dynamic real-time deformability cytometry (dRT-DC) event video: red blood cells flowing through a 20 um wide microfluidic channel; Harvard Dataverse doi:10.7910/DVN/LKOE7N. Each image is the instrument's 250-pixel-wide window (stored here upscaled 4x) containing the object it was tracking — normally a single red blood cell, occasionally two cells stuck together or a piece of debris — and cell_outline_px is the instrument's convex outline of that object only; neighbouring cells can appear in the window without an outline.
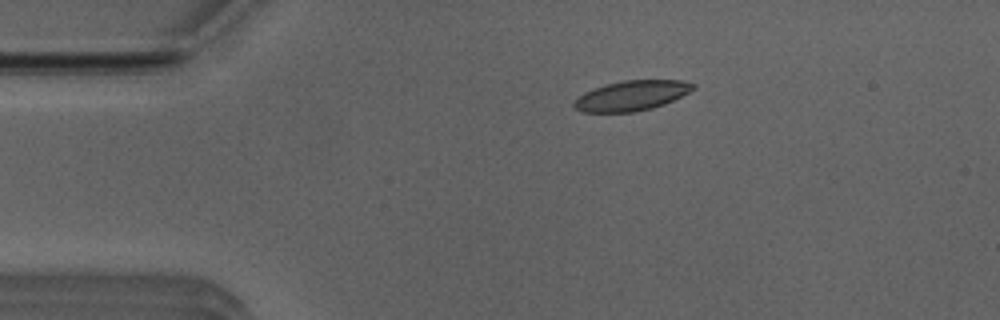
{"species": "Egyptian fruit bat (a non-hibernating species)", "species_latin": "Rousettus aegyptiacus", "temperature_condition": "room temperature", "stored_images_in_passage": 44, "camera_frame_rate_fps": 3000, "um_per_image_px": 0.085, "animal": {"sex": "male"}, "frame": {"image": 1, "passage_image": 2, "time_ms": 0.333, "image_size_px": [1000, 320], "cell_outline_px": [[696, 88], [664, 104], [652, 108], [636, 112], [584, 112], [576, 108], [572, 104], [584, 92], [592, 88], [620, 80], [680, 80], [696, 84]], "centroid_in_image_um": [53.68, 8.12], "position_along_channel_um": 31.3, "area_um2": 20.75}}
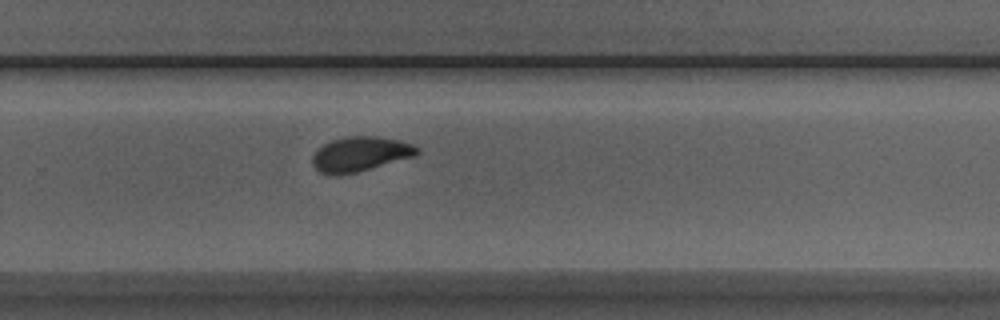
{"frame": {"image": 2, "passage_image": 26, "time_ms": 8.333, "image_size_px": [1000, 320], "cell_outline_px": [[420, 152], [416, 156], [356, 172], [336, 176], [332, 176], [320, 172], [312, 164], [312, 156], [316, 148], [332, 140], [348, 136], [376, 136], [400, 140], [412, 144], [420, 148]], "centroid_in_image_um": [30.61, 13.09], "position_along_channel_um": 299.2, "area_um2": 21.39}}
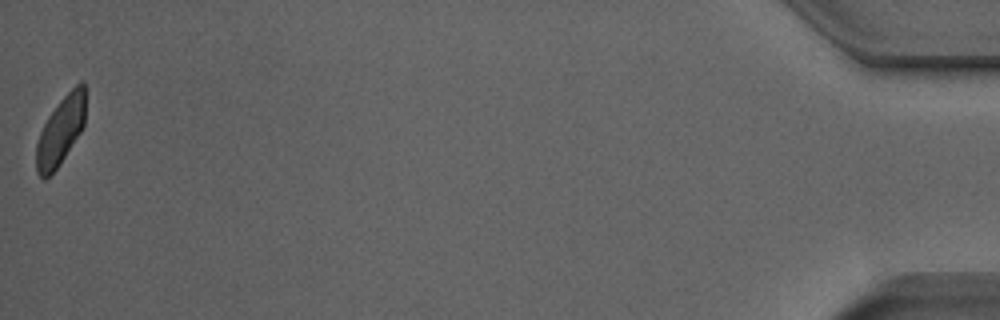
{"frame": {"image": 3, "passage_image": 44, "time_ms": 14.333, "image_size_px": [1000, 320], "cell_outline_px": [[84, 124], [80, 132], [60, 164], [44, 180], [36, 172], [36, 144], [40, 132], [48, 116], [60, 100], [80, 80], [84, 80]], "centroid_in_image_um": [5.13, 11.12], "position_along_channel_um": 430.1, "area_um2": 19.31}, "authors_computed_cell_mechanics": {"area_um2": 21.0392, "velocity_mm_per_s": 3.9221, "shape_relaxation_time_tau1_ms": 3.4807, "shape_relaxation_time_tau2_ms": 1.7404, "deformation_change_tau1": 0.1242, "deformation_change_tau2": 0.065}}